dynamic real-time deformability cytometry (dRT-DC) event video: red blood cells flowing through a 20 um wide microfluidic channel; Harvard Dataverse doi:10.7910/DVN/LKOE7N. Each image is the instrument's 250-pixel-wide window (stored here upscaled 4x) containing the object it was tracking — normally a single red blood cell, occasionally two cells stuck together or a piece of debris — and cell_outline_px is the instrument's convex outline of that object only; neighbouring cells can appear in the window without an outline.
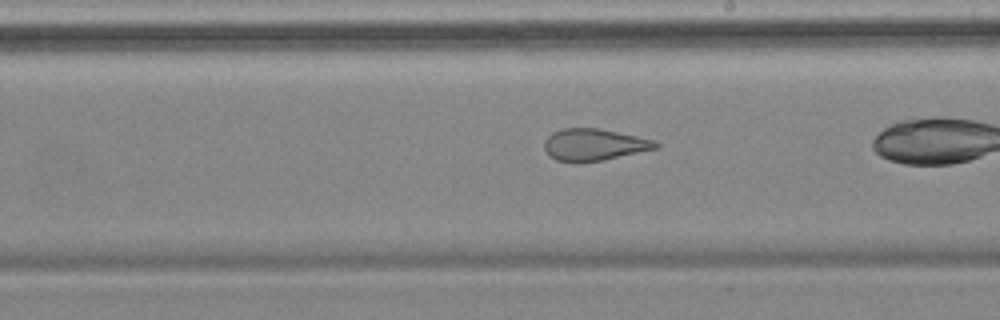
{"species": "common noctule bat (a hibernating species)", "species_latin": "Nyctalus noctula", "temperature_condition": "cold", "stored_images_in_passage": 27, "camera_frame_rate_fps": 3000, "um_per_image_px": 0.085, "animal": {"sex": "female", "body_mass_g": 18.4}, "frame": {"image": 1, "passage_image": 16, "time_ms": 5.0, "image_size_px": [1000, 320], "cell_outline_px": [[660, 148], [600, 160], [556, 160], [548, 156], [544, 148], [544, 140], [552, 132], [564, 128], [600, 128], [656, 140], [660, 144]], "centroid_in_image_um": [50.52, 12.26], "position_along_channel_um": 238.5, "area_um2": 20.4}}